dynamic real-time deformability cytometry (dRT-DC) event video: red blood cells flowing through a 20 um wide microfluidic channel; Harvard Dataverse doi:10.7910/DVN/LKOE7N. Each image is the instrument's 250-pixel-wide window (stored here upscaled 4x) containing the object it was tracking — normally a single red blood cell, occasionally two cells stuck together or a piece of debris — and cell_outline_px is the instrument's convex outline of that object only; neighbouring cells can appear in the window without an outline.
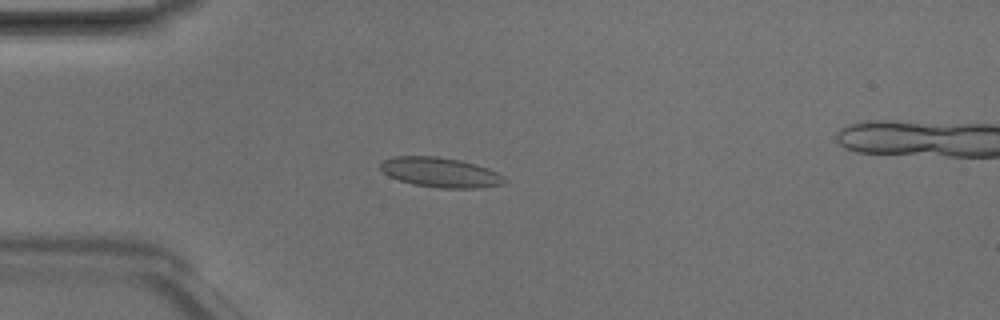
{"species": "Egyptian fruit bat (a non-hibernating species)", "species_latin": "Rousettus aegyptiacus", "temperature_condition": "room temperature", "stored_images_in_passage": 3, "camera_frame_rate_fps": 3000, "um_per_image_px": 0.085, "animal": {"sex": "male"}, "frame": {"image": 1, "passage_image": 2, "time_ms": 0.333, "image_size_px": [1000, 320], "cell_outline_px": [[508, 180], [504, 184], [476, 188], [440, 188], [412, 184], [388, 176], [380, 168], [380, 164], [384, 160], [392, 156], [436, 156], [460, 160], [476, 164], [488, 168], [504, 176]], "centroid_in_image_um": [37.44, 14.65], "position_along_channel_um": 47.6, "area_um2": 21.62}}